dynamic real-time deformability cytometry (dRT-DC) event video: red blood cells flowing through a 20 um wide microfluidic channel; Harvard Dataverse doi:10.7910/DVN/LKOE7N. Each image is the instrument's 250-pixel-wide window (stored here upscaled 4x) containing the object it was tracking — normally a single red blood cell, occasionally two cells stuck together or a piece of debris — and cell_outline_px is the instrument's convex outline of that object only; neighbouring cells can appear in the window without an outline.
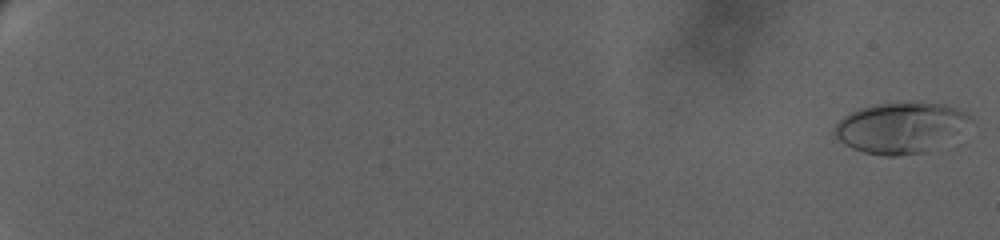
{"species": "human", "species_latin": "Homo sapiens", "temperature_condition": "warm", "stored_images_in_passage": 25, "camera_frame_rate_fps": 3000, "um_per_image_px": 0.085, "donor": {"sex": "female"}, "frame": {"image": 1, "passage_image": 1, "time_ms": 0.0, "image_size_px": [1000, 240], "cell_outline_px": [[972, 120], [924, 152], [896, 156], [884, 156], [864, 152], [852, 148], [844, 144], [832, 132], [836, 124], [844, 116], [860, 108], [876, 104], [944, 104], [956, 108], [964, 112]], "centroid_in_image_um": [76.41, 10.86], "position_along_channel_um": 8.6, "area_um2": 38.32}}
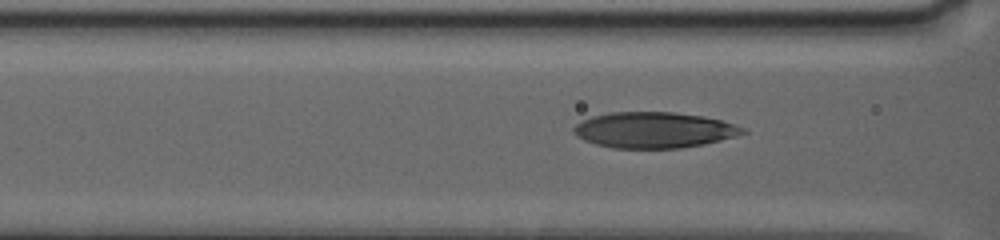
{"frame": {"image": 2, "passage_image": 16, "time_ms": 11.667, "image_size_px": [1000, 240], "cell_outline_px": [[748, 132], [720, 140], [704, 144], [680, 148], [612, 148], [596, 144], [584, 140], [572, 132], [572, 128], [576, 124], [592, 116], [608, 112], [672, 112], [704, 116], [720, 120], [744, 128]], "centroid_in_image_um": [55.56, 11.05], "position_along_channel_um": 111.0, "area_um2": 35.2}}
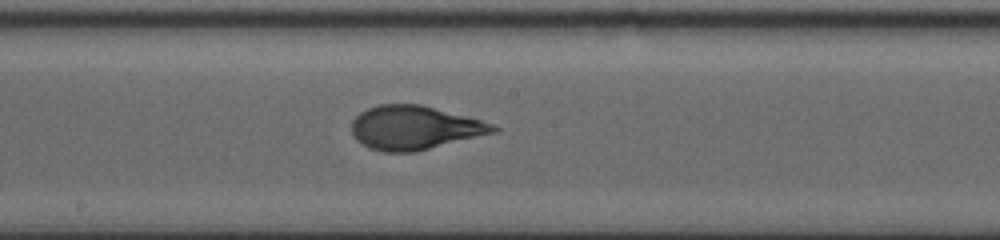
{"frame": {"image": 3, "passage_image": 25, "time_ms": 15.0, "image_size_px": [1000, 240], "cell_outline_px": [[500, 128], [496, 132], [416, 152], [384, 152], [372, 148], [356, 140], [352, 132], [352, 120], [360, 112], [368, 108], [380, 104], [420, 104], [468, 116], [492, 124]], "centroid_in_image_um": [35.24, 10.85], "position_along_channel_um": 213.0, "area_um2": 36.01}}